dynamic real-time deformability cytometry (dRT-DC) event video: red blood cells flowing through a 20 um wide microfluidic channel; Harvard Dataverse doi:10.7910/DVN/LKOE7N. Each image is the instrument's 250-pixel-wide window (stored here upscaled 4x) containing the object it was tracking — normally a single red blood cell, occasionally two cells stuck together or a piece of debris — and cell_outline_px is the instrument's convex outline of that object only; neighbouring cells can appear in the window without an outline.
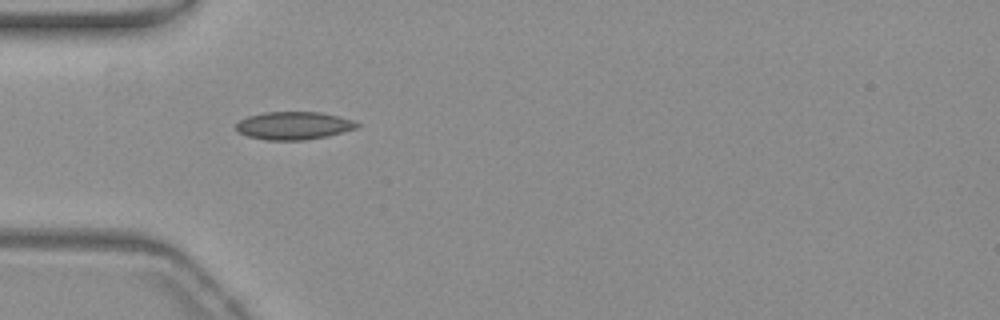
{"species": "common noctule bat (a hibernating species)", "species_latin": "Nyctalus noctula", "temperature_condition": "warm", "stored_images_in_passage": 39, "camera_frame_rate_fps": 3000, "um_per_image_px": 0.085, "animal": {"sex": "female", "body_mass_g": 19.3, "forearm_length_mm": 54.1}, "frame": {"image": 1, "passage_image": 1, "time_ms": 0.0, "image_size_px": [1000, 320], "cell_outline_px": [[360, 124], [356, 128], [328, 136], [304, 140], [264, 140], [248, 136], [236, 132], [236, 124], [240, 120], [248, 116], [264, 112], [320, 112], [352, 120]], "centroid_in_image_um": [24.92, 10.68], "position_along_channel_um": 60.1, "area_um2": 19.59}}
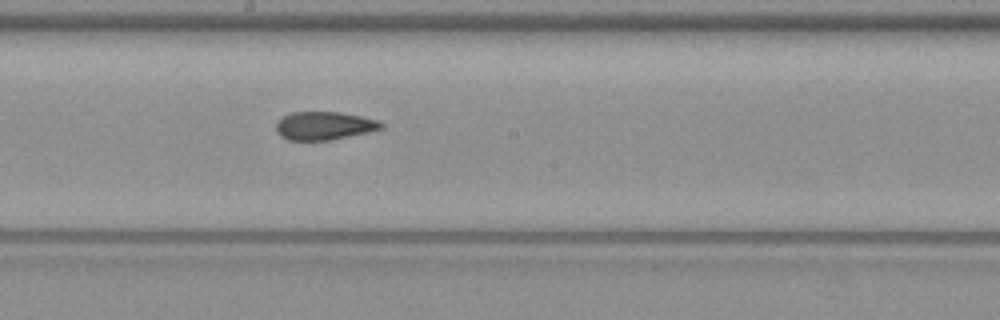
{"frame": {"image": 2, "passage_image": 14, "time_ms": 4.333, "image_size_px": [1000, 320], "cell_outline_px": [[384, 128], [368, 132], [332, 140], [288, 140], [280, 136], [276, 132], [276, 120], [292, 112], [340, 112], [380, 120], [384, 124]], "centroid_in_image_um": [27.56, 10.69], "position_along_channel_um": 220.6, "area_um2": 17.46}}
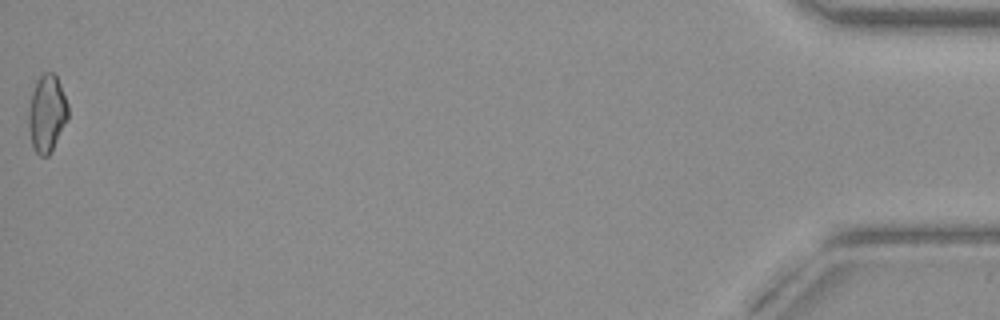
{"frame": {"image": 3, "passage_image": 39, "time_ms": 12.667, "image_size_px": [1000, 320], "cell_outline_px": [[68, 120], [48, 156], [40, 156], [32, 148], [28, 128], [28, 108], [32, 92], [36, 80], [44, 72], [52, 72], [56, 76], [60, 84], [68, 104]], "centroid_in_image_um": [3.97, 9.65], "position_along_channel_um": 431.2, "area_um2": 17.92}, "authors_computed_cell_mechanics": {"area_um2": 17.5134, "velocity_mm_per_s": 3.7651, "shape_relaxation_time_tau1_ms": null, "shape_relaxation_time_tau2_ms": 2.8553, "deformation_change_tau1": null, "deformation_change_tau2": 0.0799}}